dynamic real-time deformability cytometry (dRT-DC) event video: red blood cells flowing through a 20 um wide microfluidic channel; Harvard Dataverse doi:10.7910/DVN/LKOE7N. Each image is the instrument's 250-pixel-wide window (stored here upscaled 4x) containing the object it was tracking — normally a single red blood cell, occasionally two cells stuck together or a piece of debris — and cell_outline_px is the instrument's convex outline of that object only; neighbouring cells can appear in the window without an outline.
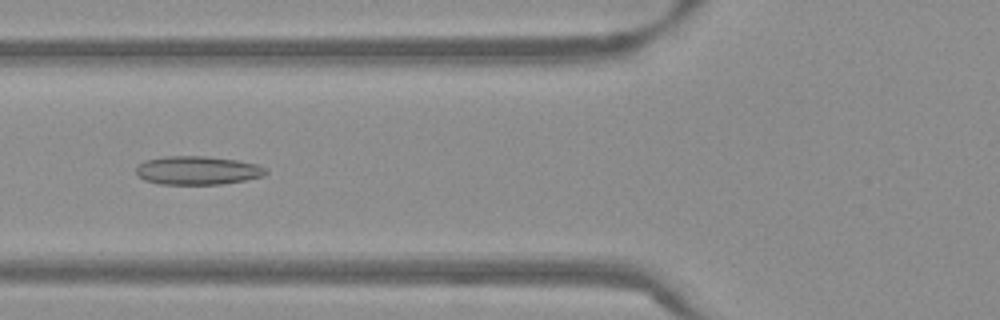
{"species": "Egyptian fruit bat (a non-hibernating species)", "species_latin": "Rousettus aegyptiacus", "temperature_condition": "warm", "stored_images_in_passage": 37, "camera_frame_rate_fps": 3000, "um_per_image_px": 0.085, "frame": {"image": 1, "passage_image": 5, "time_ms": 1.333, "image_size_px": [1000, 320], "cell_outline_px": [[268, 172], [264, 176], [244, 180], [220, 184], [160, 184], [144, 180], [136, 176], [136, 164], [144, 160], [164, 156], [204, 156], [236, 160], [256, 164], [268, 168]], "centroid_in_image_um": [16.75, 14.48], "position_along_channel_um": 109.1, "area_um2": 21.79}}
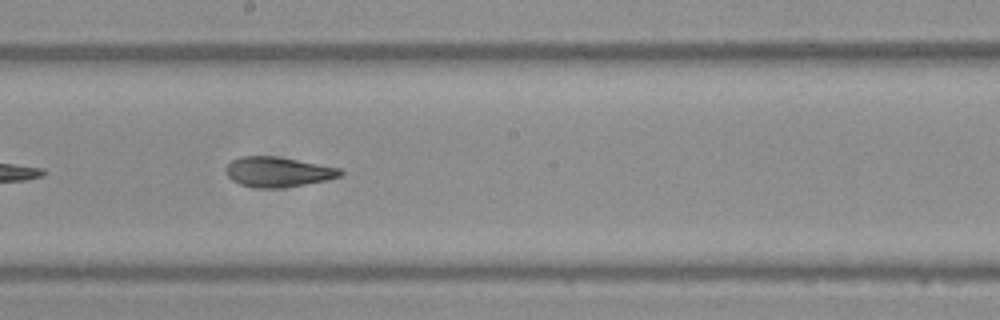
{"frame": {"image": 2, "passage_image": 14, "time_ms": 4.333, "image_size_px": [1000, 320], "cell_outline_px": [[344, 172], [340, 176], [328, 180], [280, 188], [256, 188], [240, 184], [232, 180], [224, 172], [224, 168], [232, 160], [240, 156], [276, 156], [340, 168]], "centroid_in_image_um": [23.59, 14.61], "position_along_channel_um": 224.6, "area_um2": 20.06}}
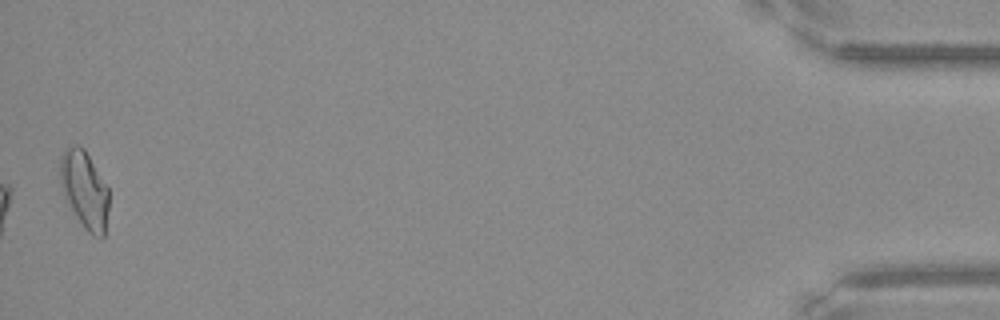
{"frame": {"image": 3, "passage_image": 37, "time_ms": 12.0, "image_size_px": [1000, 320], "cell_outline_px": [[108, 208], [104, 236], [100, 240], [92, 236], [84, 228], [68, 204], [64, 196], [60, 180], [60, 156], [64, 148], [72, 144], [76, 144], [84, 148], [108, 188]], "centroid_in_image_um": [7.17, 16.13], "position_along_channel_um": 428.0, "area_um2": 22.08}, "authors_computed_cell_mechanics": {"area_um2": 19.9988, "velocity_mm_per_s": 3.8353, "shape_relaxation_time_tau1_ms": null, "shape_relaxation_time_tau2_ms": 2.1548, "deformation_change_tau1": null, "deformation_change_tau2": 0.0996}}